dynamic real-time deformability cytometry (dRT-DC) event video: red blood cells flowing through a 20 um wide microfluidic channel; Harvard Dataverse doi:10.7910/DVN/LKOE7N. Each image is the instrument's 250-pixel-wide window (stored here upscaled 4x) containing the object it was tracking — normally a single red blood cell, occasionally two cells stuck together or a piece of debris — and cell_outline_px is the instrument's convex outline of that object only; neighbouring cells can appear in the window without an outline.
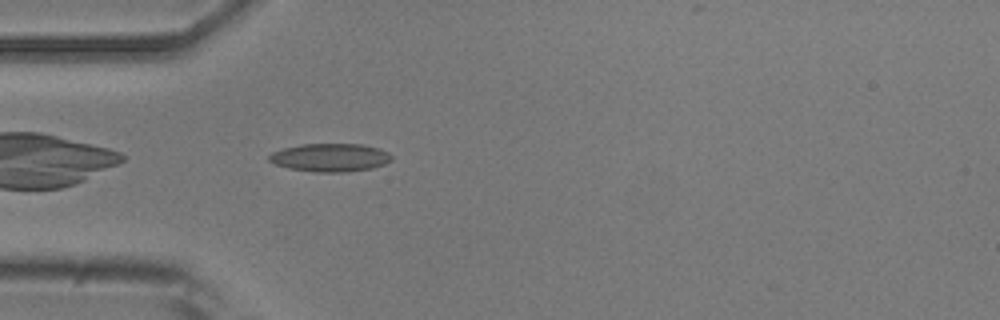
{"species": "common noctule bat (a hibernating species)", "species_latin": "Nyctalus noctula", "temperature_condition": "room temperature", "stored_images_in_passage": 4, "camera_frame_rate_fps": 3000, "um_per_image_px": 0.085, "animal": {"sex": "male", "body_mass_g": 20.5, "forearm_length_mm": 52.5}, "frame": {"image": 1, "passage_image": 4, "time_ms": 3.333, "image_size_px": [1000, 320], "cell_outline_px": [[392, 160], [384, 164], [372, 168], [348, 172], [316, 172], [288, 168], [276, 164], [268, 160], [268, 156], [272, 152], [284, 148], [300, 144], [364, 144], [380, 148], [388, 152], [392, 156]], "centroid_in_image_um": [28.09, 13.38], "position_along_channel_um": 56.9, "area_um2": 20.23}}